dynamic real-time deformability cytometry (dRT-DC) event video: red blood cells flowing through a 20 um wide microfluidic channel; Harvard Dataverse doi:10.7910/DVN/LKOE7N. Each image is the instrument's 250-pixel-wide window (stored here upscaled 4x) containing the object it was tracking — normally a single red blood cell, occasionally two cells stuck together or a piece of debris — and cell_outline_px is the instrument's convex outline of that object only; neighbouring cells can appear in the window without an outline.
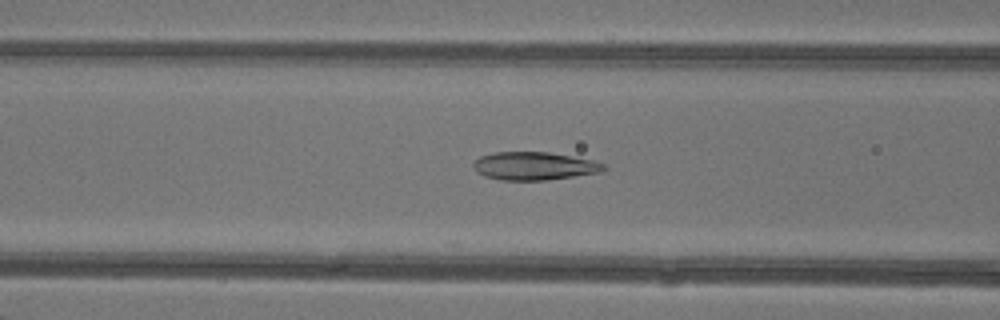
{"species": "common noctule bat (a hibernating species)", "species_latin": "Nyctalus noctula", "temperature_condition": "warm", "stored_images_in_passage": 30, "camera_frame_rate_fps": 3000, "um_per_image_px": 0.085, "animal": {"sex": "female"}, "frame": {"image": 1, "passage_image": 5, "time_ms": 1.333, "image_size_px": [1000, 320], "cell_outline_px": [[608, 168], [600, 172], [548, 180], [500, 180], [484, 176], [476, 172], [472, 164], [480, 156], [496, 152], [548, 152], [592, 160], [604, 164]], "centroid_in_image_um": [45.39, 14.11], "position_along_channel_um": 121.2, "area_um2": 21.27}}
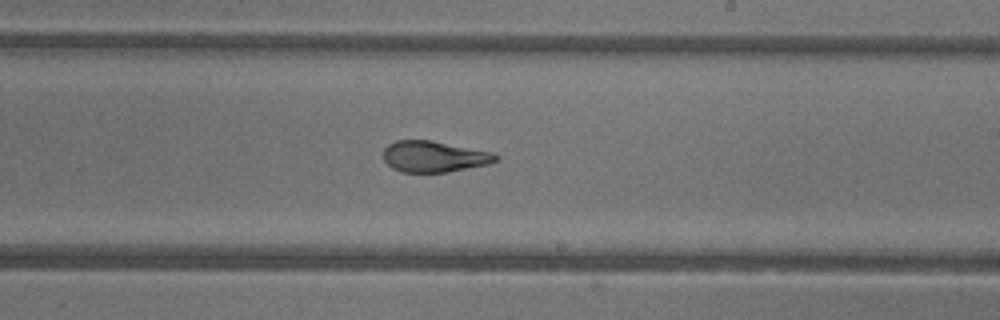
{"frame": {"image": 2, "passage_image": 14, "time_ms": 4.333, "image_size_px": [1000, 320], "cell_outline_px": [[500, 160], [488, 164], [448, 172], [400, 172], [392, 168], [384, 160], [384, 148], [388, 144], [396, 140], [432, 140], [492, 152], [500, 156]], "centroid_in_image_um": [36.91, 13.3], "position_along_channel_um": 252.1, "area_um2": 20.52}}
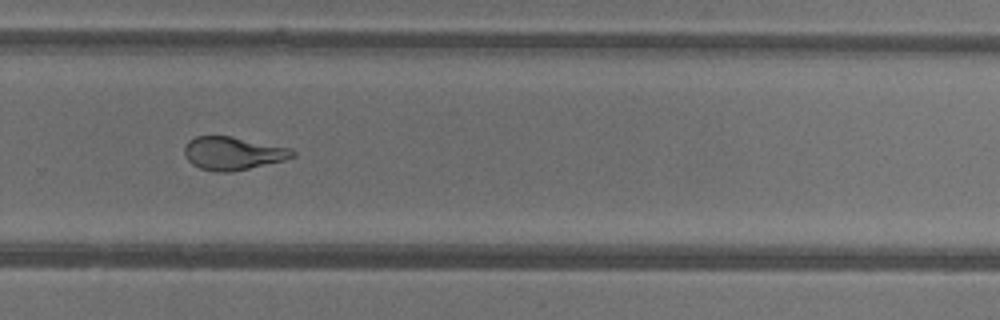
{"frame": {"image": 3, "passage_image": 18, "time_ms": 5.667, "image_size_px": [1000, 320], "cell_outline_px": [[296, 156], [284, 160], [232, 172], [216, 172], [200, 168], [192, 164], [184, 156], [184, 148], [188, 140], [196, 136], [232, 136], [292, 148], [296, 152]], "centroid_in_image_um": [19.8, 13.02], "position_along_channel_um": 310.0, "area_um2": 21.04}, "authors_computed_cell_mechanics": {"area_um2": 21.1259, "velocity_mm_per_s": 4.3813, "shape_relaxation_time_tau1_ms": 5.6678, "shape_relaxation_time_tau2_ms": 1.2699, "deformation_change_tau1": 0.2305, "deformation_change_tau2": 0.0833}}